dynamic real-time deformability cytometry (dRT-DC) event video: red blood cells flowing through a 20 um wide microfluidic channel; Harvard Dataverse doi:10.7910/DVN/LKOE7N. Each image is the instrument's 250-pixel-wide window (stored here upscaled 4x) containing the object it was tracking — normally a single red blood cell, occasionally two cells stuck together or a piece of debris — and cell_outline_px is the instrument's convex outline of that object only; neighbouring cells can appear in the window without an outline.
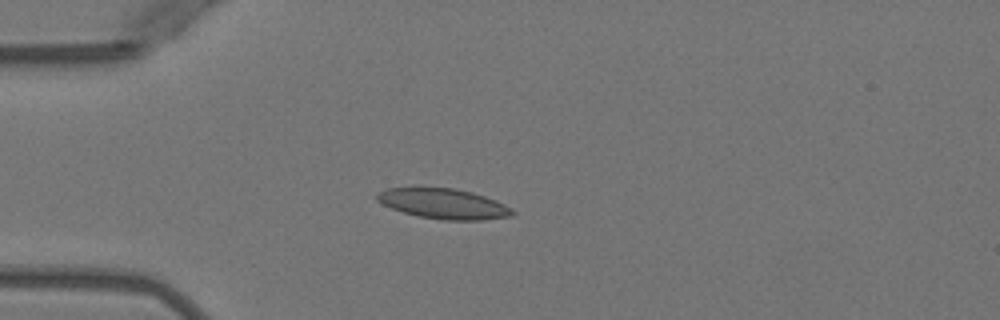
{"species": "Egyptian fruit bat (a non-hibernating species)", "species_latin": "Rousettus aegyptiacus", "temperature_condition": "warm", "stored_images_in_passage": 4, "camera_frame_rate_fps": 3000, "um_per_image_px": 0.085, "animal": {"sex": "female"}, "frame": {"image": 1, "passage_image": 4, "time_ms": 3.667, "image_size_px": [1000, 320], "cell_outline_px": [[516, 212], [512, 216], [480, 220], [444, 220], [420, 216], [404, 212], [392, 208], [376, 200], [376, 192], [388, 188], [456, 188], [472, 192], [496, 200], [512, 208]], "centroid_in_image_um": [37.73, 17.31], "position_along_channel_um": 47.3, "area_um2": 23.7}}